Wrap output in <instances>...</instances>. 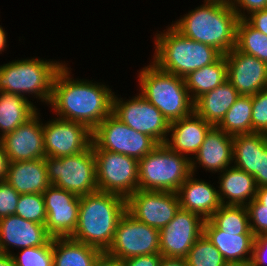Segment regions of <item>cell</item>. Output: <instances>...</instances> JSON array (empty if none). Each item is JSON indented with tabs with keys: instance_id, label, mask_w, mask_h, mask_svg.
I'll return each mask as SVG.
<instances>
[{
	"instance_id": "1",
	"label": "cell",
	"mask_w": 267,
	"mask_h": 266,
	"mask_svg": "<svg viewBox=\"0 0 267 266\" xmlns=\"http://www.w3.org/2000/svg\"><path fill=\"white\" fill-rule=\"evenodd\" d=\"M65 63L57 72L49 108L57 118L79 122L93 131L112 113L115 92L102 82L74 79Z\"/></svg>"
},
{
	"instance_id": "2",
	"label": "cell",
	"mask_w": 267,
	"mask_h": 266,
	"mask_svg": "<svg viewBox=\"0 0 267 266\" xmlns=\"http://www.w3.org/2000/svg\"><path fill=\"white\" fill-rule=\"evenodd\" d=\"M203 2L171 25L184 37L212 46L225 55L236 47L239 17L230 3Z\"/></svg>"
},
{
	"instance_id": "3",
	"label": "cell",
	"mask_w": 267,
	"mask_h": 266,
	"mask_svg": "<svg viewBox=\"0 0 267 266\" xmlns=\"http://www.w3.org/2000/svg\"><path fill=\"white\" fill-rule=\"evenodd\" d=\"M125 212L126 199L117 194L96 191L80 196L78 224L70 238L106 252Z\"/></svg>"
},
{
	"instance_id": "4",
	"label": "cell",
	"mask_w": 267,
	"mask_h": 266,
	"mask_svg": "<svg viewBox=\"0 0 267 266\" xmlns=\"http://www.w3.org/2000/svg\"><path fill=\"white\" fill-rule=\"evenodd\" d=\"M159 32V33H158ZM152 63L160 70L186 77L216 62L222 54L212 46L184 37L172 25L154 36Z\"/></svg>"
},
{
	"instance_id": "5",
	"label": "cell",
	"mask_w": 267,
	"mask_h": 266,
	"mask_svg": "<svg viewBox=\"0 0 267 266\" xmlns=\"http://www.w3.org/2000/svg\"><path fill=\"white\" fill-rule=\"evenodd\" d=\"M64 63L56 60L23 58L0 65V91L27 95L49 106L53 82Z\"/></svg>"
},
{
	"instance_id": "6",
	"label": "cell",
	"mask_w": 267,
	"mask_h": 266,
	"mask_svg": "<svg viewBox=\"0 0 267 266\" xmlns=\"http://www.w3.org/2000/svg\"><path fill=\"white\" fill-rule=\"evenodd\" d=\"M139 93L153 104L169 123L194 112V101L184 78L158 69L152 62L138 71Z\"/></svg>"
},
{
	"instance_id": "7",
	"label": "cell",
	"mask_w": 267,
	"mask_h": 266,
	"mask_svg": "<svg viewBox=\"0 0 267 266\" xmlns=\"http://www.w3.org/2000/svg\"><path fill=\"white\" fill-rule=\"evenodd\" d=\"M139 189L177 192L191 172V161L173 151L166 143L158 144L138 160Z\"/></svg>"
},
{
	"instance_id": "8",
	"label": "cell",
	"mask_w": 267,
	"mask_h": 266,
	"mask_svg": "<svg viewBox=\"0 0 267 266\" xmlns=\"http://www.w3.org/2000/svg\"><path fill=\"white\" fill-rule=\"evenodd\" d=\"M49 182L78 196L98 191L95 156L91 146L76 155L45 157Z\"/></svg>"
},
{
	"instance_id": "9",
	"label": "cell",
	"mask_w": 267,
	"mask_h": 266,
	"mask_svg": "<svg viewBox=\"0 0 267 266\" xmlns=\"http://www.w3.org/2000/svg\"><path fill=\"white\" fill-rule=\"evenodd\" d=\"M96 163L98 191L117 194L127 199L139 189L138 160L107 150L92 143Z\"/></svg>"
},
{
	"instance_id": "10",
	"label": "cell",
	"mask_w": 267,
	"mask_h": 266,
	"mask_svg": "<svg viewBox=\"0 0 267 266\" xmlns=\"http://www.w3.org/2000/svg\"><path fill=\"white\" fill-rule=\"evenodd\" d=\"M92 143L100 150L120 153L137 160L158 145L152 137L135 131L113 113L92 131Z\"/></svg>"
},
{
	"instance_id": "11",
	"label": "cell",
	"mask_w": 267,
	"mask_h": 266,
	"mask_svg": "<svg viewBox=\"0 0 267 266\" xmlns=\"http://www.w3.org/2000/svg\"><path fill=\"white\" fill-rule=\"evenodd\" d=\"M112 113L135 131L152 137L158 144L167 141L170 123L139 92L126 100L114 93Z\"/></svg>"
},
{
	"instance_id": "12",
	"label": "cell",
	"mask_w": 267,
	"mask_h": 266,
	"mask_svg": "<svg viewBox=\"0 0 267 266\" xmlns=\"http://www.w3.org/2000/svg\"><path fill=\"white\" fill-rule=\"evenodd\" d=\"M159 250V230L136 220L126 211L118 221L106 253L123 261L134 256L157 254Z\"/></svg>"
},
{
	"instance_id": "13",
	"label": "cell",
	"mask_w": 267,
	"mask_h": 266,
	"mask_svg": "<svg viewBox=\"0 0 267 266\" xmlns=\"http://www.w3.org/2000/svg\"><path fill=\"white\" fill-rule=\"evenodd\" d=\"M179 209L177 192L138 189L126 199V211L130 215L158 230L170 223Z\"/></svg>"
},
{
	"instance_id": "14",
	"label": "cell",
	"mask_w": 267,
	"mask_h": 266,
	"mask_svg": "<svg viewBox=\"0 0 267 266\" xmlns=\"http://www.w3.org/2000/svg\"><path fill=\"white\" fill-rule=\"evenodd\" d=\"M46 157L73 156L92 144V131L84 124L53 118L42 121Z\"/></svg>"
},
{
	"instance_id": "15",
	"label": "cell",
	"mask_w": 267,
	"mask_h": 266,
	"mask_svg": "<svg viewBox=\"0 0 267 266\" xmlns=\"http://www.w3.org/2000/svg\"><path fill=\"white\" fill-rule=\"evenodd\" d=\"M204 221L199 215L180 208L173 220L159 230L160 255L185 259L195 241L203 234Z\"/></svg>"
},
{
	"instance_id": "16",
	"label": "cell",
	"mask_w": 267,
	"mask_h": 266,
	"mask_svg": "<svg viewBox=\"0 0 267 266\" xmlns=\"http://www.w3.org/2000/svg\"><path fill=\"white\" fill-rule=\"evenodd\" d=\"M46 230L52 238L71 237L78 224L80 196L50 185L43 193Z\"/></svg>"
},
{
	"instance_id": "17",
	"label": "cell",
	"mask_w": 267,
	"mask_h": 266,
	"mask_svg": "<svg viewBox=\"0 0 267 266\" xmlns=\"http://www.w3.org/2000/svg\"><path fill=\"white\" fill-rule=\"evenodd\" d=\"M39 111L14 131L0 137V143L9 162L31 161L46 157Z\"/></svg>"
},
{
	"instance_id": "18",
	"label": "cell",
	"mask_w": 267,
	"mask_h": 266,
	"mask_svg": "<svg viewBox=\"0 0 267 266\" xmlns=\"http://www.w3.org/2000/svg\"><path fill=\"white\" fill-rule=\"evenodd\" d=\"M227 80L240 95L253 96L267 89V64L234 47L225 54Z\"/></svg>"
},
{
	"instance_id": "19",
	"label": "cell",
	"mask_w": 267,
	"mask_h": 266,
	"mask_svg": "<svg viewBox=\"0 0 267 266\" xmlns=\"http://www.w3.org/2000/svg\"><path fill=\"white\" fill-rule=\"evenodd\" d=\"M233 166L252 175L257 187L267 186V134L233 136Z\"/></svg>"
},
{
	"instance_id": "20",
	"label": "cell",
	"mask_w": 267,
	"mask_h": 266,
	"mask_svg": "<svg viewBox=\"0 0 267 266\" xmlns=\"http://www.w3.org/2000/svg\"><path fill=\"white\" fill-rule=\"evenodd\" d=\"M53 238L45 224L28 221L15 214L0 218V252L11 255L13 250L47 245Z\"/></svg>"
},
{
	"instance_id": "21",
	"label": "cell",
	"mask_w": 267,
	"mask_h": 266,
	"mask_svg": "<svg viewBox=\"0 0 267 266\" xmlns=\"http://www.w3.org/2000/svg\"><path fill=\"white\" fill-rule=\"evenodd\" d=\"M190 161L191 172L194 174L199 169L198 167L213 174L231 167L233 165V136L213 126Z\"/></svg>"
},
{
	"instance_id": "22",
	"label": "cell",
	"mask_w": 267,
	"mask_h": 266,
	"mask_svg": "<svg viewBox=\"0 0 267 266\" xmlns=\"http://www.w3.org/2000/svg\"><path fill=\"white\" fill-rule=\"evenodd\" d=\"M213 126L195 112L174 120L169 125V136L165 142L173 151L190 160L198 152L204 138Z\"/></svg>"
},
{
	"instance_id": "23",
	"label": "cell",
	"mask_w": 267,
	"mask_h": 266,
	"mask_svg": "<svg viewBox=\"0 0 267 266\" xmlns=\"http://www.w3.org/2000/svg\"><path fill=\"white\" fill-rule=\"evenodd\" d=\"M194 173L184 181L177 191L180 208L199 215L203 220H209L222 205L218 188L204 179L196 178Z\"/></svg>"
},
{
	"instance_id": "24",
	"label": "cell",
	"mask_w": 267,
	"mask_h": 266,
	"mask_svg": "<svg viewBox=\"0 0 267 266\" xmlns=\"http://www.w3.org/2000/svg\"><path fill=\"white\" fill-rule=\"evenodd\" d=\"M203 233L227 263H241L252 259L255 235L223 232L210 219L204 221Z\"/></svg>"
},
{
	"instance_id": "25",
	"label": "cell",
	"mask_w": 267,
	"mask_h": 266,
	"mask_svg": "<svg viewBox=\"0 0 267 266\" xmlns=\"http://www.w3.org/2000/svg\"><path fill=\"white\" fill-rule=\"evenodd\" d=\"M4 180L19 194H42L51 185L44 158L9 162Z\"/></svg>"
},
{
	"instance_id": "26",
	"label": "cell",
	"mask_w": 267,
	"mask_h": 266,
	"mask_svg": "<svg viewBox=\"0 0 267 266\" xmlns=\"http://www.w3.org/2000/svg\"><path fill=\"white\" fill-rule=\"evenodd\" d=\"M218 194L223 205H244L250 203L257 193L255 178L233 165L218 173Z\"/></svg>"
},
{
	"instance_id": "27",
	"label": "cell",
	"mask_w": 267,
	"mask_h": 266,
	"mask_svg": "<svg viewBox=\"0 0 267 266\" xmlns=\"http://www.w3.org/2000/svg\"><path fill=\"white\" fill-rule=\"evenodd\" d=\"M239 97V92L226 80L198 97L194 101V112L207 123L217 127Z\"/></svg>"
},
{
	"instance_id": "28",
	"label": "cell",
	"mask_w": 267,
	"mask_h": 266,
	"mask_svg": "<svg viewBox=\"0 0 267 266\" xmlns=\"http://www.w3.org/2000/svg\"><path fill=\"white\" fill-rule=\"evenodd\" d=\"M33 101L21 95L0 91V137L14 131L38 111Z\"/></svg>"
},
{
	"instance_id": "29",
	"label": "cell",
	"mask_w": 267,
	"mask_h": 266,
	"mask_svg": "<svg viewBox=\"0 0 267 266\" xmlns=\"http://www.w3.org/2000/svg\"><path fill=\"white\" fill-rule=\"evenodd\" d=\"M99 249L70 237L53 238V266H93Z\"/></svg>"
},
{
	"instance_id": "30",
	"label": "cell",
	"mask_w": 267,
	"mask_h": 266,
	"mask_svg": "<svg viewBox=\"0 0 267 266\" xmlns=\"http://www.w3.org/2000/svg\"><path fill=\"white\" fill-rule=\"evenodd\" d=\"M227 75L226 58L222 55L213 64L189 73L184 77V81L191 99L195 101L204 93L224 83L228 78Z\"/></svg>"
},
{
	"instance_id": "31",
	"label": "cell",
	"mask_w": 267,
	"mask_h": 266,
	"mask_svg": "<svg viewBox=\"0 0 267 266\" xmlns=\"http://www.w3.org/2000/svg\"><path fill=\"white\" fill-rule=\"evenodd\" d=\"M217 127L231 136L253 133L252 96L240 95Z\"/></svg>"
},
{
	"instance_id": "32",
	"label": "cell",
	"mask_w": 267,
	"mask_h": 266,
	"mask_svg": "<svg viewBox=\"0 0 267 266\" xmlns=\"http://www.w3.org/2000/svg\"><path fill=\"white\" fill-rule=\"evenodd\" d=\"M210 220L223 232L254 235L250 228L249 213L244 205H221Z\"/></svg>"
},
{
	"instance_id": "33",
	"label": "cell",
	"mask_w": 267,
	"mask_h": 266,
	"mask_svg": "<svg viewBox=\"0 0 267 266\" xmlns=\"http://www.w3.org/2000/svg\"><path fill=\"white\" fill-rule=\"evenodd\" d=\"M236 48L267 64V36L245 19H239L237 23Z\"/></svg>"
},
{
	"instance_id": "34",
	"label": "cell",
	"mask_w": 267,
	"mask_h": 266,
	"mask_svg": "<svg viewBox=\"0 0 267 266\" xmlns=\"http://www.w3.org/2000/svg\"><path fill=\"white\" fill-rule=\"evenodd\" d=\"M185 259L188 266H225L227 264L204 233L195 241Z\"/></svg>"
},
{
	"instance_id": "35",
	"label": "cell",
	"mask_w": 267,
	"mask_h": 266,
	"mask_svg": "<svg viewBox=\"0 0 267 266\" xmlns=\"http://www.w3.org/2000/svg\"><path fill=\"white\" fill-rule=\"evenodd\" d=\"M15 215L28 221L45 224L47 212L43 195L41 193L20 194Z\"/></svg>"
},
{
	"instance_id": "36",
	"label": "cell",
	"mask_w": 267,
	"mask_h": 266,
	"mask_svg": "<svg viewBox=\"0 0 267 266\" xmlns=\"http://www.w3.org/2000/svg\"><path fill=\"white\" fill-rule=\"evenodd\" d=\"M12 253L15 266H53V239L42 246L23 248Z\"/></svg>"
},
{
	"instance_id": "37",
	"label": "cell",
	"mask_w": 267,
	"mask_h": 266,
	"mask_svg": "<svg viewBox=\"0 0 267 266\" xmlns=\"http://www.w3.org/2000/svg\"><path fill=\"white\" fill-rule=\"evenodd\" d=\"M252 129L267 134V89L252 96Z\"/></svg>"
},
{
	"instance_id": "38",
	"label": "cell",
	"mask_w": 267,
	"mask_h": 266,
	"mask_svg": "<svg viewBox=\"0 0 267 266\" xmlns=\"http://www.w3.org/2000/svg\"><path fill=\"white\" fill-rule=\"evenodd\" d=\"M246 207L250 228L255 237L267 234V208H263V205L255 198Z\"/></svg>"
},
{
	"instance_id": "39",
	"label": "cell",
	"mask_w": 267,
	"mask_h": 266,
	"mask_svg": "<svg viewBox=\"0 0 267 266\" xmlns=\"http://www.w3.org/2000/svg\"><path fill=\"white\" fill-rule=\"evenodd\" d=\"M20 194L6 181L0 180V218L16 213Z\"/></svg>"
},
{
	"instance_id": "40",
	"label": "cell",
	"mask_w": 267,
	"mask_h": 266,
	"mask_svg": "<svg viewBox=\"0 0 267 266\" xmlns=\"http://www.w3.org/2000/svg\"><path fill=\"white\" fill-rule=\"evenodd\" d=\"M230 4L239 19H244L253 11L267 9V0H231Z\"/></svg>"
},
{
	"instance_id": "41",
	"label": "cell",
	"mask_w": 267,
	"mask_h": 266,
	"mask_svg": "<svg viewBox=\"0 0 267 266\" xmlns=\"http://www.w3.org/2000/svg\"><path fill=\"white\" fill-rule=\"evenodd\" d=\"M251 262L253 266H267V234L255 237Z\"/></svg>"
},
{
	"instance_id": "42",
	"label": "cell",
	"mask_w": 267,
	"mask_h": 266,
	"mask_svg": "<svg viewBox=\"0 0 267 266\" xmlns=\"http://www.w3.org/2000/svg\"><path fill=\"white\" fill-rule=\"evenodd\" d=\"M162 260L160 253L134 256L122 261L123 266H159Z\"/></svg>"
},
{
	"instance_id": "43",
	"label": "cell",
	"mask_w": 267,
	"mask_h": 266,
	"mask_svg": "<svg viewBox=\"0 0 267 266\" xmlns=\"http://www.w3.org/2000/svg\"><path fill=\"white\" fill-rule=\"evenodd\" d=\"M253 28L267 36V9L256 10L244 18Z\"/></svg>"
},
{
	"instance_id": "44",
	"label": "cell",
	"mask_w": 267,
	"mask_h": 266,
	"mask_svg": "<svg viewBox=\"0 0 267 266\" xmlns=\"http://www.w3.org/2000/svg\"><path fill=\"white\" fill-rule=\"evenodd\" d=\"M93 266H123L122 261L116 257L102 252L95 260Z\"/></svg>"
},
{
	"instance_id": "45",
	"label": "cell",
	"mask_w": 267,
	"mask_h": 266,
	"mask_svg": "<svg viewBox=\"0 0 267 266\" xmlns=\"http://www.w3.org/2000/svg\"><path fill=\"white\" fill-rule=\"evenodd\" d=\"M8 158L3 149L2 144L0 143V180H4L6 178V173L8 170Z\"/></svg>"
},
{
	"instance_id": "46",
	"label": "cell",
	"mask_w": 267,
	"mask_h": 266,
	"mask_svg": "<svg viewBox=\"0 0 267 266\" xmlns=\"http://www.w3.org/2000/svg\"><path fill=\"white\" fill-rule=\"evenodd\" d=\"M159 266H188L186 259L184 258H168L162 257Z\"/></svg>"
},
{
	"instance_id": "47",
	"label": "cell",
	"mask_w": 267,
	"mask_h": 266,
	"mask_svg": "<svg viewBox=\"0 0 267 266\" xmlns=\"http://www.w3.org/2000/svg\"><path fill=\"white\" fill-rule=\"evenodd\" d=\"M255 199L263 205V208H267V186L257 188Z\"/></svg>"
},
{
	"instance_id": "48",
	"label": "cell",
	"mask_w": 267,
	"mask_h": 266,
	"mask_svg": "<svg viewBox=\"0 0 267 266\" xmlns=\"http://www.w3.org/2000/svg\"><path fill=\"white\" fill-rule=\"evenodd\" d=\"M8 46L9 45H7V33L5 29H3V27L0 25V54L7 50L6 47Z\"/></svg>"
},
{
	"instance_id": "49",
	"label": "cell",
	"mask_w": 267,
	"mask_h": 266,
	"mask_svg": "<svg viewBox=\"0 0 267 266\" xmlns=\"http://www.w3.org/2000/svg\"><path fill=\"white\" fill-rule=\"evenodd\" d=\"M0 266H15L12 256L0 252Z\"/></svg>"
},
{
	"instance_id": "50",
	"label": "cell",
	"mask_w": 267,
	"mask_h": 266,
	"mask_svg": "<svg viewBox=\"0 0 267 266\" xmlns=\"http://www.w3.org/2000/svg\"><path fill=\"white\" fill-rule=\"evenodd\" d=\"M225 266H253L251 260L247 262H241V263H227Z\"/></svg>"
},
{
	"instance_id": "51",
	"label": "cell",
	"mask_w": 267,
	"mask_h": 266,
	"mask_svg": "<svg viewBox=\"0 0 267 266\" xmlns=\"http://www.w3.org/2000/svg\"><path fill=\"white\" fill-rule=\"evenodd\" d=\"M207 1H220V2H224V3H230L231 0H207Z\"/></svg>"
}]
</instances>
